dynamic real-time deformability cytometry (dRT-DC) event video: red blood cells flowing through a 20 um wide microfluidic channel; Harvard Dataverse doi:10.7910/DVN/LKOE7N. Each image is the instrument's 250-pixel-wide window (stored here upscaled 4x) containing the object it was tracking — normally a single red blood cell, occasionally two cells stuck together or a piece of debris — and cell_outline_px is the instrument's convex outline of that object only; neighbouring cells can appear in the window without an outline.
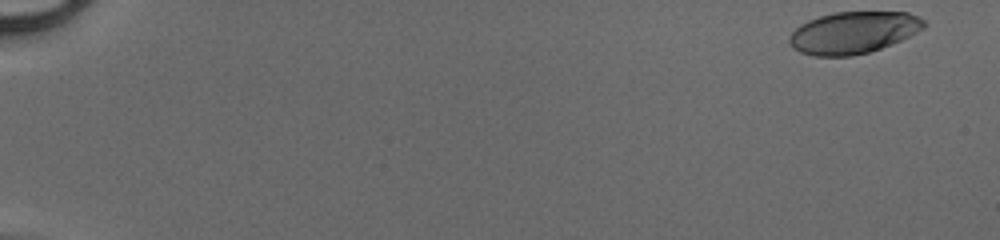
{"species": "human", "species_latin": "Homo sapiens", "temperature_condition": "cold", "stored_images_in_passage": 48, "camera_frame_rate_fps": 3000, "um_per_image_px": 0.085, "donor": {"sex": "male"}, "frame": {"image": 1, "passage_image": 1, "time_ms": 0.0, "image_size_px": [1000, 240], "cell_outline_px": [[928, 24], [924, 28], [892, 44], [868, 52], [852, 56], [812, 56], [800, 52], [792, 48], [788, 44], [788, 36], [800, 24], [808, 20], [820, 16], [836, 12], [908, 12], [920, 16]], "centroid_in_image_um": [72.51, 2.77], "position_along_channel_um": 12.5, "area_um2": 33.06}}
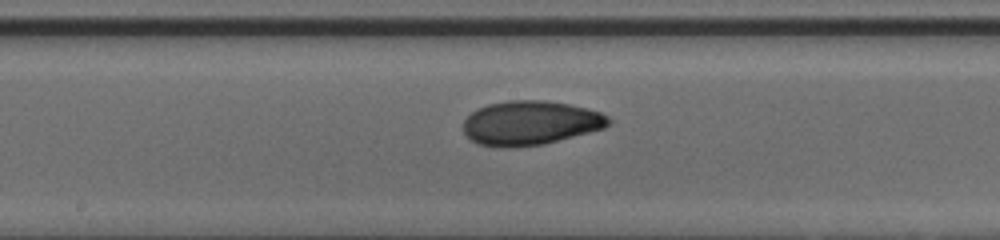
{"frame": {"image": 2, "passage_image": 27, "time_ms": 8.667, "image_size_px": [1000, 240], "cell_outline_px": [[612, 124], [604, 128], [544, 144], [508, 148], [500, 148], [476, 144], [464, 132], [464, 120], [476, 108], [488, 104], [508, 100], [544, 100], [568, 104], [588, 108], [600, 112], [608, 116], [612, 120]], "centroid_in_image_um": [45.08, 10.45], "position_along_channel_um": 203.1, "area_um2": 37.69}}
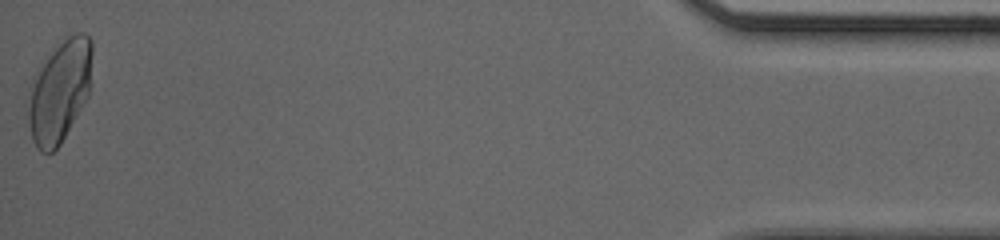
{"frame": {"image": 3, "passage_image": 48, "time_ms": 15.667, "image_size_px": [1000, 240], "cell_outline_px": [[92, 56], [88, 96], [60, 144], [52, 152], [40, 152], [36, 148], [32, 140], [24, 100], [32, 76], [48, 56], [68, 36], [76, 32], [84, 32], [92, 40]], "centroid_in_image_um": [5.01, 7.77], "position_along_channel_um": 430.2, "area_um2": 38.38}}